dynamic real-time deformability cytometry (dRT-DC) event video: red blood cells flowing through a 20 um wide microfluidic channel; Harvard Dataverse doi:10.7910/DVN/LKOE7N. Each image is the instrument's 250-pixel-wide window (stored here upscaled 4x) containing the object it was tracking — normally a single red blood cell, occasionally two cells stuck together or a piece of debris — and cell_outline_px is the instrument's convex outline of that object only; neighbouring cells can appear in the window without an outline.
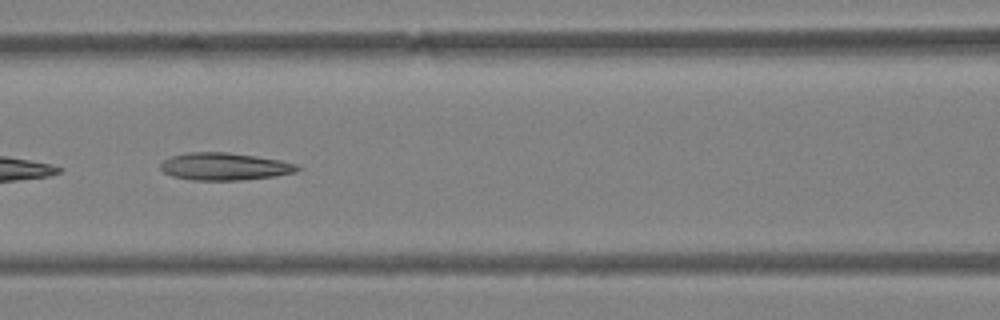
{"species": "Egyptian fruit bat (a non-hibernating species)", "species_latin": "Rousettus aegyptiacus", "temperature_condition": "warm", "stored_images_in_passage": 11, "camera_frame_rate_fps": 3000, "um_per_image_px": 0.085, "animal": {"sex": "female"}, "frame": {"image": 1, "passage_image": 8, "time_ms": 2.333, "image_size_px": [1000, 320], "cell_outline_px": [[300, 168], [296, 172], [272, 176], [240, 180], [192, 180], [172, 176], [164, 172], [160, 168], [160, 164], [164, 160], [172, 156], [188, 152], [224, 152], [256, 156], [280, 160], [296, 164]], "centroid_in_image_um": [19.06, 14.15], "position_along_channel_um": 147.5, "area_um2": 21.68}}